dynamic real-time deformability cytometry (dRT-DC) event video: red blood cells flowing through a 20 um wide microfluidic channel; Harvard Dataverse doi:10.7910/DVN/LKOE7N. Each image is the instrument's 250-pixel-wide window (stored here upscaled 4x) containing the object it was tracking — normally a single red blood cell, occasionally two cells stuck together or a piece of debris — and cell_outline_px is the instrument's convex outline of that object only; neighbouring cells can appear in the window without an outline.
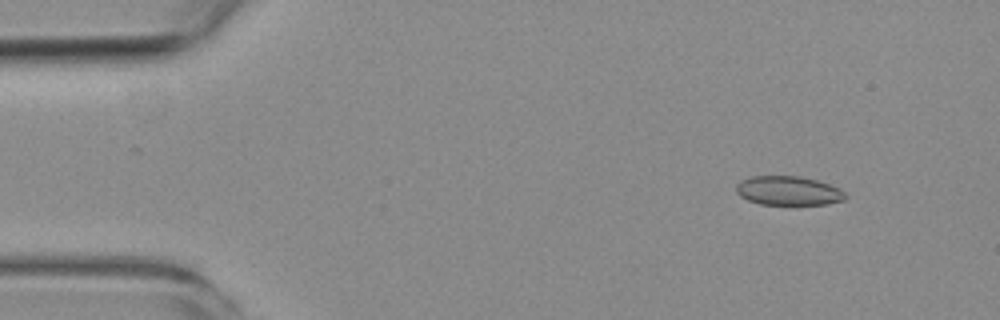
{"species": "common noctule bat (a hibernating species)", "species_latin": "Nyctalus noctula", "temperature_condition": "room temperature", "stored_images_in_passage": 7, "camera_frame_rate_fps": 3000, "um_per_image_px": 0.085, "animal": {"sex": "female", "body_mass_g": 19.3, "forearm_length_mm": 54.1}, "frame": {"image": 1, "passage_image": 2, "time_ms": 1.333, "image_size_px": [1000, 320], "cell_outline_px": [[848, 196], [844, 200], [828, 204], [760, 204], [748, 200], [740, 196], [736, 192], [736, 184], [740, 180], [752, 176], [800, 176], [816, 180], [840, 188]], "centroid_in_image_um": [67.01, 16.21], "position_along_channel_um": 18.0, "area_um2": 18.55}}